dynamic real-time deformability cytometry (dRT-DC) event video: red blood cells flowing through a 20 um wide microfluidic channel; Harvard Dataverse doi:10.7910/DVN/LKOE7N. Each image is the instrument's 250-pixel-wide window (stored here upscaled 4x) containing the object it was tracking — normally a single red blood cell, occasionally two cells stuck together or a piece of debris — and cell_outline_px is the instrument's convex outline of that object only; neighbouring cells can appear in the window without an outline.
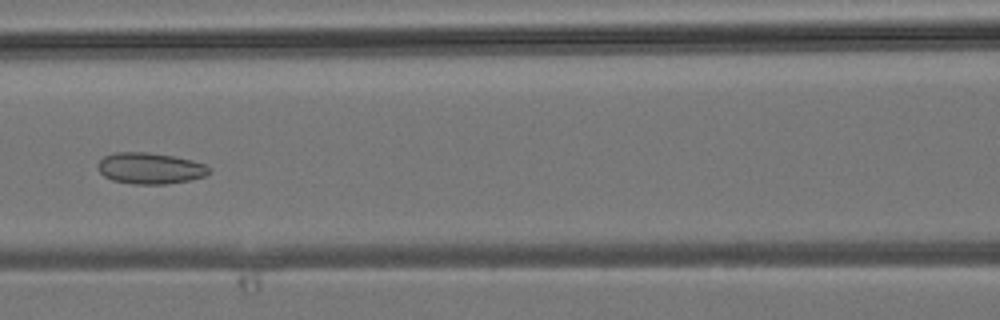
{"species": "common noctule bat (a hibernating species)", "species_latin": "Nyctalus noctula", "temperature_condition": "room temperature", "stored_images_in_passage": 41, "camera_frame_rate_fps": 3000, "um_per_image_px": 0.085, "animal": {"sex": "male", "body_mass_g": 19.2, "forearm_length_mm": 51.8}, "frame": {"image": 1, "passage_image": 18, "time_ms": 5.667, "image_size_px": [1000, 320], "cell_outline_px": [[212, 172], [204, 176], [188, 180], [164, 184], [132, 184], [112, 180], [104, 176], [96, 168], [96, 164], [104, 156], [116, 152], [148, 152], [172, 156], [192, 160], [204, 164], [212, 168]], "centroid_in_image_um": [12.74, 14.3], "position_along_channel_um": 153.9, "area_um2": 20.35}}
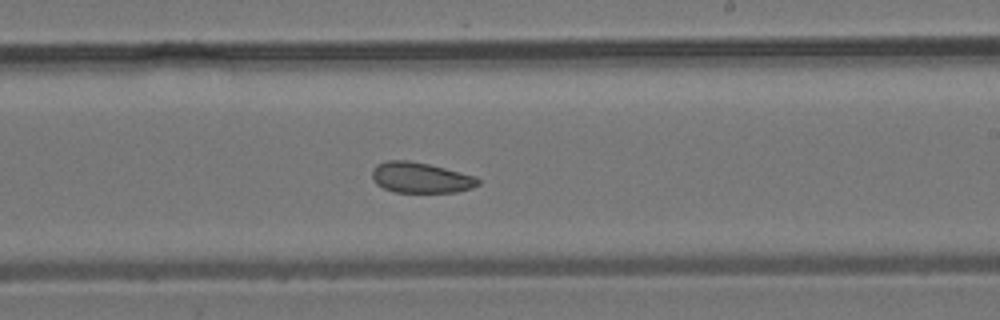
{"frame": {"image": 2, "passage_image": 24, "time_ms": 7.667, "image_size_px": [1000, 320], "cell_outline_px": [[480, 184], [472, 188], [456, 192], [396, 192], [384, 188], [376, 184], [372, 176], [372, 168], [376, 164], [388, 160], [408, 160], [428, 164], [476, 176], [480, 180]], "centroid_in_image_um": [35.75, 15.1], "position_along_channel_um": 253.2, "area_um2": 18.9}}
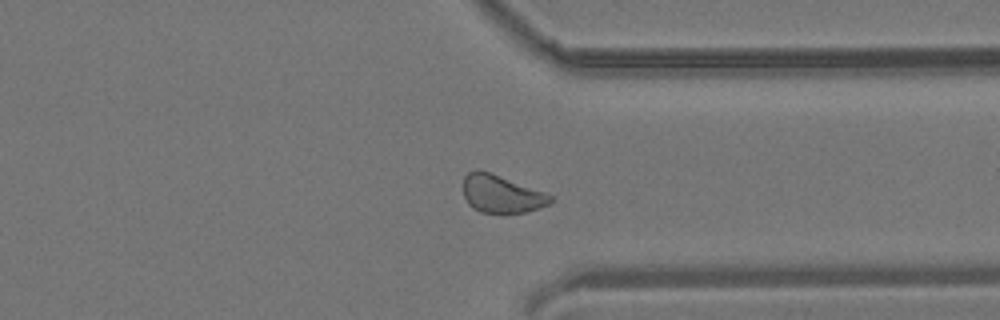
{"frame": {"image": 3, "passage_image": 31, "time_ms": 10.0, "image_size_px": [1000, 320], "cell_outline_px": [[556, 200], [540, 208], [524, 212], [480, 212], [472, 208], [468, 204], [464, 196], [464, 176], [468, 172], [480, 168], [556, 196]], "centroid_in_image_um": [42.65, 16.47], "position_along_channel_um": 368.8, "area_um2": 19.42}}